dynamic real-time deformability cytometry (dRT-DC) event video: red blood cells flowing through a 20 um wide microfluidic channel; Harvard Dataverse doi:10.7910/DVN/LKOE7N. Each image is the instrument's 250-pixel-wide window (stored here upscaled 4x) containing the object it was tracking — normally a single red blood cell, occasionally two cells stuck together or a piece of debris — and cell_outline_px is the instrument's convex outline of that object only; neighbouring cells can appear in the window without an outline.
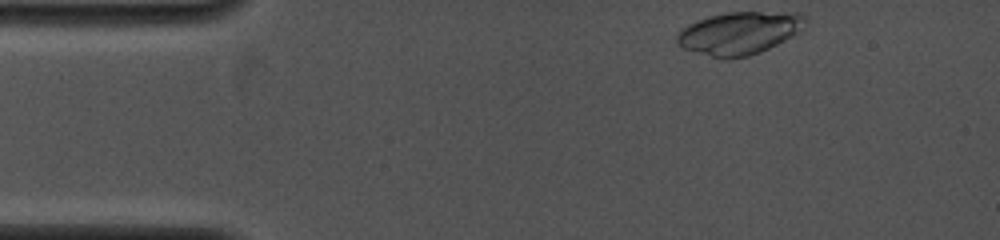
{"species": "common noctule bat (a hibernating species)", "species_latin": "Nyctalus noctula", "temperature_condition": "cold", "stored_images_in_passage": 5, "camera_frame_rate_fps": 4000, "um_per_image_px": 0.085, "animal": {"sex": "female", "body_mass_g": 19.0, "forearm_length_mm": 53.3}, "frame": {"image": 1, "passage_image": 1, "time_ms": 0.0, "image_size_px": [1000, 240], "cell_outline_px": [[808, 20], [804, 28], [800, 32], [760, 52], [748, 56], [728, 60], [724, 60], [684, 48], [676, 44], [676, 36], [688, 24], [708, 16], [728, 12], [800, 12]], "centroid_in_image_um": [62.88, 2.81], "position_along_channel_um": 22.1, "area_um2": 32.08}}